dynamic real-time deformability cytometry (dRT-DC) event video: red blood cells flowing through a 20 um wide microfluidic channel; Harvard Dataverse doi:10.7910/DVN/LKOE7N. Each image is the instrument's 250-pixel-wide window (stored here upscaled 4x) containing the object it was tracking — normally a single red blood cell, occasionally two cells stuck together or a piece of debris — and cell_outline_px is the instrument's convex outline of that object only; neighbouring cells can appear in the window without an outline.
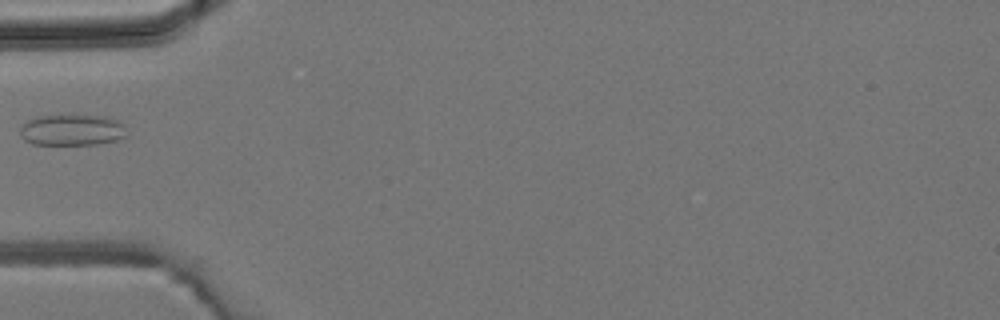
{"species": "common noctule bat (a hibernating species)", "species_latin": "Nyctalus noctula", "temperature_condition": "room temperature", "stored_images_in_passage": 7, "camera_frame_rate_fps": 3000, "um_per_image_px": 0.085, "animal": {"sex": "male", "body_mass_g": 19.2, "forearm_length_mm": 51.8}, "frame": {"image": 1, "passage_image": 7, "time_ms": 6.667, "image_size_px": [1000, 320], "cell_outline_px": [[128, 136], [116, 140], [96, 144], [32, 144], [24, 140], [20, 136], [20, 128], [28, 120], [36, 116], [104, 116], [116, 120], [124, 124]], "centroid_in_image_um": [6.13, 11.06], "position_along_channel_um": 78.9, "area_um2": 19.25}}